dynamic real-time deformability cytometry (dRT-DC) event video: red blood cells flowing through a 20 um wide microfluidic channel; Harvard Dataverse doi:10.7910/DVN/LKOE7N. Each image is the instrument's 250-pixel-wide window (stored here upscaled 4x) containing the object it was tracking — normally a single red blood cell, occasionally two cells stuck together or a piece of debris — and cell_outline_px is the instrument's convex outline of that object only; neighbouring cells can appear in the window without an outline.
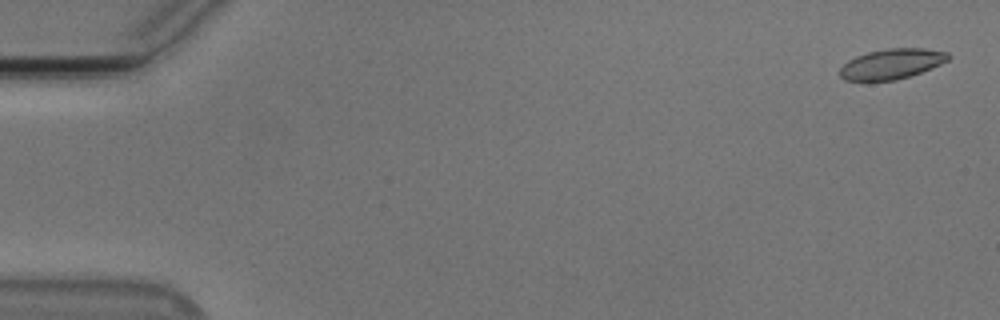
{"species": "Egyptian fruit bat (a non-hibernating species)", "species_latin": "Rousettus aegyptiacus", "temperature_condition": "cold", "stored_images_in_passage": 55, "camera_frame_rate_fps": 3000, "um_per_image_px": 0.085, "animal": {"sex": "male"}, "frame": {"image": 1, "passage_image": 2, "time_ms": 0.333, "image_size_px": [1000, 320], "cell_outline_px": [[952, 56], [948, 60], [940, 64], [920, 72], [896, 80], [844, 80], [840, 76], [840, 68], [848, 60], [856, 56], [868, 52], [888, 48], [924, 48], [948, 52]], "centroid_in_image_um": [75.8, 5.41], "position_along_channel_um": 9.2, "area_um2": 18.9}}
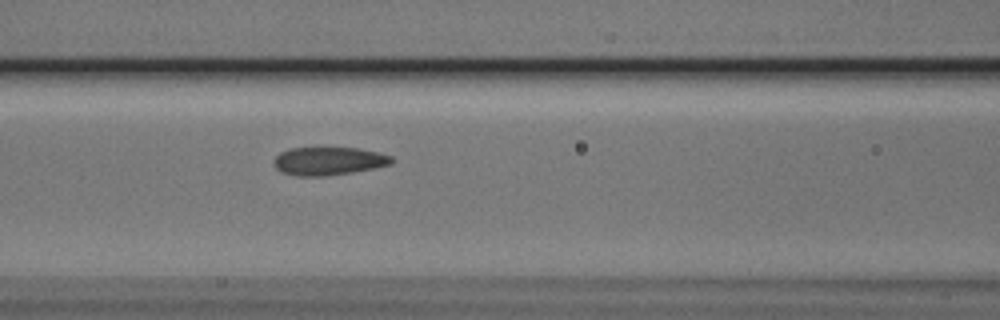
{"frame": {"image": 2, "passage_image": 24, "time_ms": 7.667, "image_size_px": [1000, 320], "cell_outline_px": [[392, 160], [388, 164], [372, 168], [352, 172], [324, 176], [296, 176], [284, 172], [276, 168], [272, 164], [272, 160], [280, 152], [288, 148], [356, 148], [376, 152], [392, 156]], "centroid_in_image_um": [27.85, 13.68], "position_along_channel_um": 138.8, "area_um2": 19.07}}
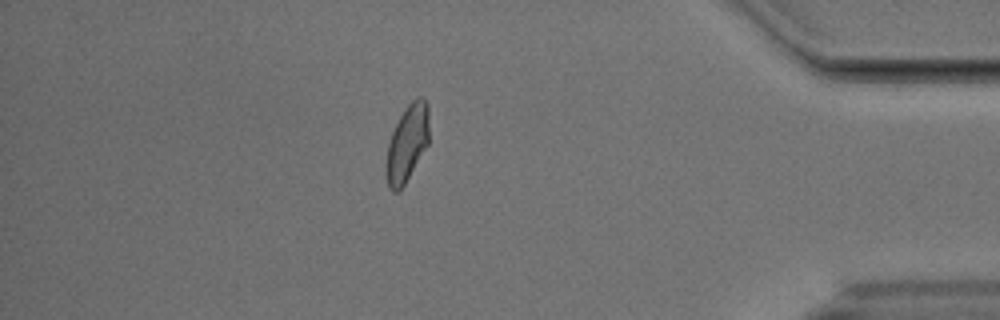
{"frame": {"image": 3, "passage_image": 48, "time_ms": 15.667, "image_size_px": [1000, 320], "cell_outline_px": [[428, 144], [404, 184], [396, 192], [392, 192], [388, 188], [384, 168], [388, 144], [392, 132], [404, 108], [416, 96], [424, 96], [428, 104]], "centroid_in_image_um": [34.59, 12.16], "position_along_channel_um": 400.6, "area_um2": 19.31}}